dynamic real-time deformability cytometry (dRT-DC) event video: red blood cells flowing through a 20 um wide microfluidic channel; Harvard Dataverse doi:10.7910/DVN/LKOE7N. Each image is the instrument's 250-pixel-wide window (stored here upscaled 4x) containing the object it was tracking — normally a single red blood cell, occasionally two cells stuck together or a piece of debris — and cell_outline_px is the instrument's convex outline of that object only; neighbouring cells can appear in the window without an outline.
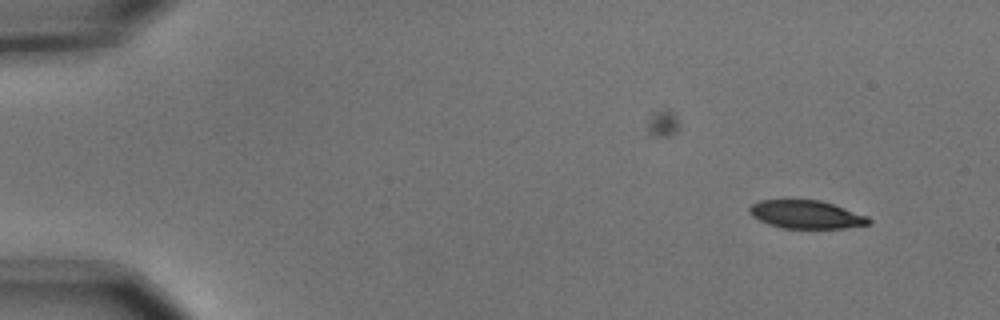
{"species": "common noctule bat (a hibernating species)", "species_latin": "Nyctalus noctula", "temperature_condition": "cold", "stored_images_in_passage": 5, "camera_frame_rate_fps": 3000, "um_per_image_px": 0.085, "animal": {"sex": "male", "body_mass_g": 15.6}, "frame": {"image": 1, "passage_image": 1, "time_ms": 0.0, "image_size_px": [1000, 320], "cell_outline_px": [[872, 224], [844, 228], [784, 228], [768, 224], [752, 216], [748, 212], [748, 208], [752, 204], [760, 200], [820, 200], [868, 216], [872, 220]], "centroid_in_image_um": [68.54, 18.23], "position_along_channel_um": 16.5, "area_um2": 19.54}}
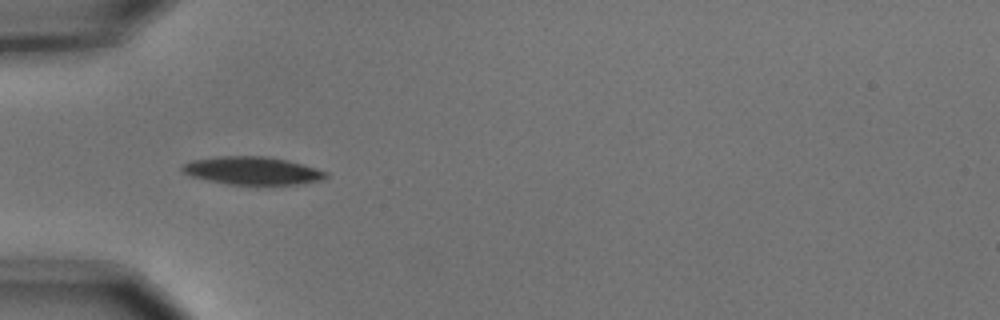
{"frame": {"image": 2, "passage_image": 4, "time_ms": 1.0, "image_size_px": [1000, 320], "cell_outline_px": [[328, 176], [324, 180], [300, 184], [228, 184], [208, 180], [192, 176], [184, 172], [180, 168], [184, 164], [192, 160], [216, 156], [268, 156], [288, 160], [304, 164], [328, 172]], "centroid_in_image_um": [21.5, 14.5], "position_along_channel_um": 63.5, "area_um2": 23.41}}
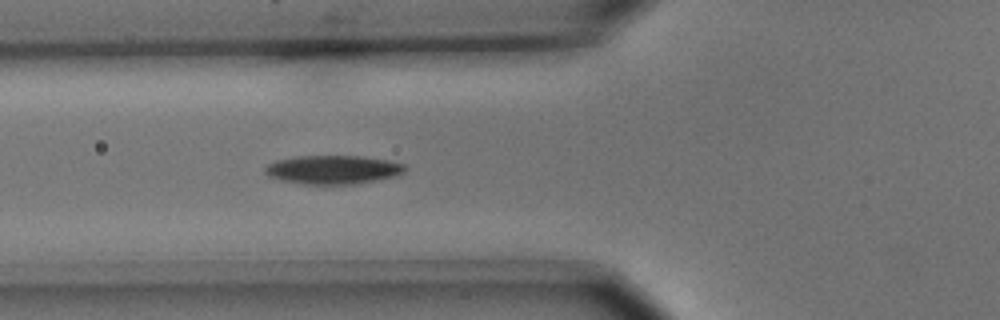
{"frame": {"image": 3, "passage_image": 5, "time_ms": 1.333, "image_size_px": [1000, 320], "cell_outline_px": [[404, 172], [392, 176], [356, 184], [304, 184], [284, 180], [268, 176], [264, 172], [264, 168], [268, 164], [276, 160], [296, 156], [364, 156], [388, 160], [404, 164]], "centroid_in_image_um": [28.27, 14.41], "position_along_channel_um": 97.5, "area_um2": 23.18}}